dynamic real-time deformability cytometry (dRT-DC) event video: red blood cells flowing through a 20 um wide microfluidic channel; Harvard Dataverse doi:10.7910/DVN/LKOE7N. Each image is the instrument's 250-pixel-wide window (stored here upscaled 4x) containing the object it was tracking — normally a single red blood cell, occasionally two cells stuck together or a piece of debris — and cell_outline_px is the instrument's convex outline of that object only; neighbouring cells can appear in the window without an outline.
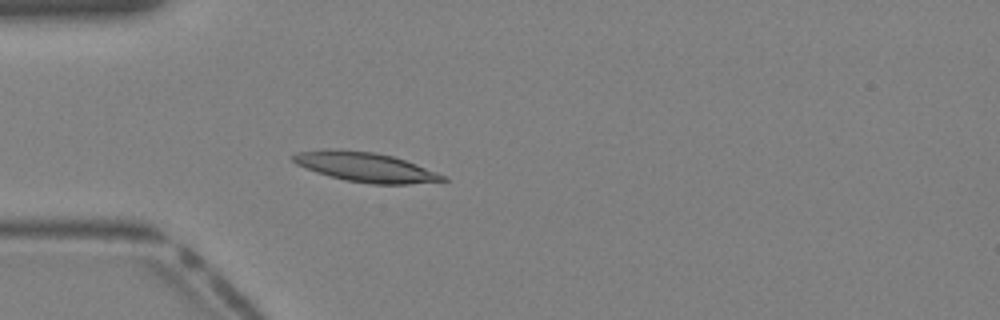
{"species": "Egyptian fruit bat (a non-hibernating species)", "species_latin": "Rousettus aegyptiacus", "temperature_condition": "warm", "stored_images_in_passage": 39, "camera_frame_rate_fps": 3000, "um_per_image_px": 0.085, "animal": {"sex": "female"}, "frame": {"image": 1, "passage_image": 11, "time_ms": 3.333, "image_size_px": [1000, 320], "cell_outline_px": [[448, 180], [408, 184], [372, 184], [344, 180], [328, 176], [316, 172], [296, 164], [288, 156], [296, 152], [328, 148], [376, 152], [392, 156], [416, 164], [448, 176]], "centroid_in_image_um": [31.02, 14.19], "position_along_channel_um": 54.0, "area_um2": 26.01}}
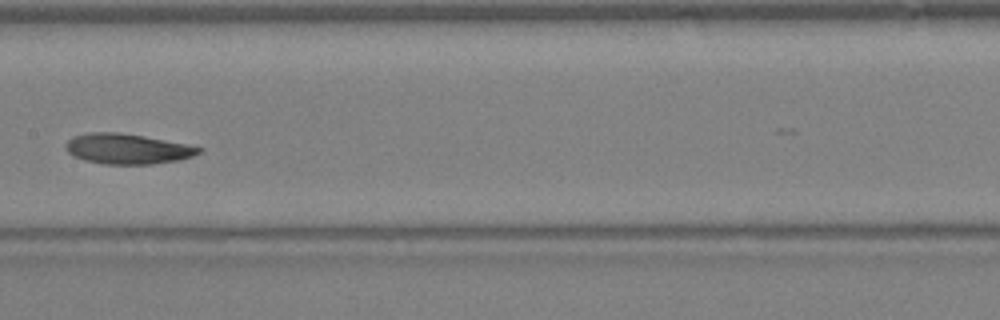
{"frame": {"image": 2, "passage_image": 20, "time_ms": 6.333, "image_size_px": [1000, 320], "cell_outline_px": [[204, 148], [200, 152], [192, 156], [180, 160], [152, 164], [104, 164], [84, 160], [72, 156], [64, 148], [64, 144], [72, 136], [88, 132], [120, 132], [144, 136]], "centroid_in_image_um": [10.76, 12.65], "position_along_channel_um": 196.6, "area_um2": 23.58}}
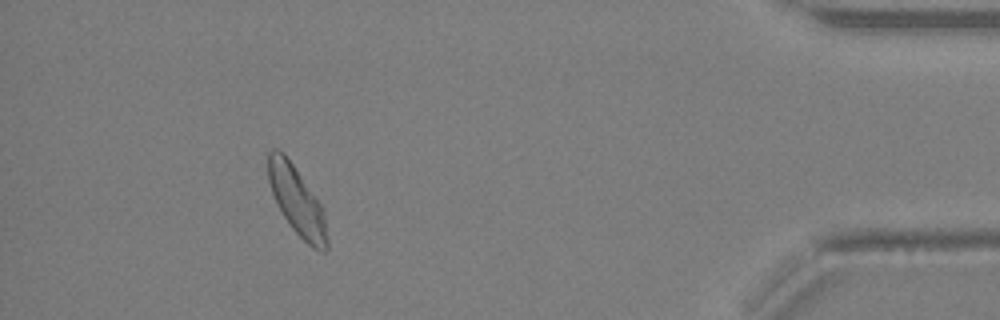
{"frame": {"image": 3, "passage_image": 36, "time_ms": 11.667, "image_size_px": [1000, 320], "cell_outline_px": [[328, 248], [324, 252], [312, 248], [292, 228], [276, 204], [268, 180], [268, 152], [272, 148], [276, 148], [284, 152], [296, 168], [324, 208], [328, 240]], "centroid_in_image_um": [25.25, 17.06], "position_along_channel_um": 409.9, "area_um2": 23.7}}